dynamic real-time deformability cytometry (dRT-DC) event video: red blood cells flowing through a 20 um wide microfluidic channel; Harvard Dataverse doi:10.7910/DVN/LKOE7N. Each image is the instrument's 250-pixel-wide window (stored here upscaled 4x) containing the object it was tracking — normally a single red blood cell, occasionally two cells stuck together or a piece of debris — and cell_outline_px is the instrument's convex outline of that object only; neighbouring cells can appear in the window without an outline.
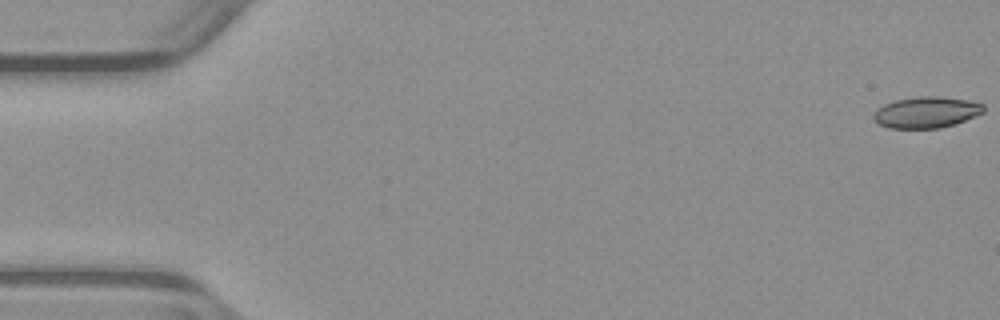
{"species": "common noctule bat (a hibernating species)", "species_latin": "Nyctalus noctula", "temperature_condition": "warm", "stored_images_in_passage": 53, "camera_frame_rate_fps": 3000, "um_per_image_px": 0.085, "animal": {"sex": "male", "body_mass_g": 23.1, "forearm_length_mm": 52.7}, "frame": {"image": 1, "passage_image": 1, "time_ms": 0.0, "image_size_px": [1000, 320], "cell_outline_px": [[984, 112], [956, 124], [940, 128], [888, 128], [880, 124], [872, 116], [876, 108], [884, 104], [896, 100], [916, 96], [940, 96], [968, 100], [984, 104]], "centroid_in_image_um": [78.74, 9.54], "position_along_channel_um": 6.3, "area_um2": 20.11}}
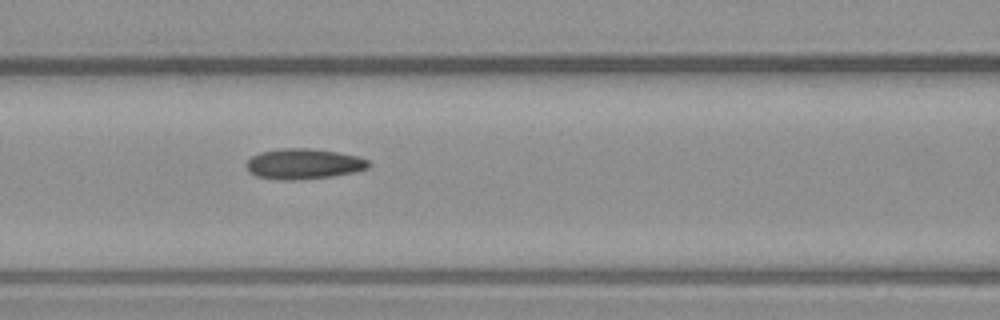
{"frame": {"image": 2, "passage_image": 23, "time_ms": 7.333, "image_size_px": [1000, 320], "cell_outline_px": [[372, 164], [368, 168], [356, 172], [332, 176], [292, 180], [280, 180], [256, 176], [248, 172], [244, 164], [252, 156], [260, 152], [280, 148], [308, 148], [336, 152], [360, 156], [368, 160]], "centroid_in_image_um": [25.8, 13.93], "position_along_channel_um": 140.8, "area_um2": 21.91}}
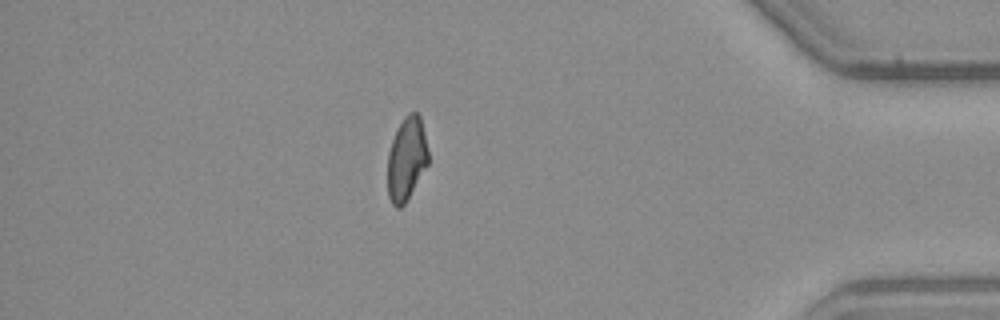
{"frame": {"image": 3, "passage_image": 46, "time_ms": 15.0, "image_size_px": [1000, 320], "cell_outline_px": [[428, 164], [404, 204], [400, 208], [396, 208], [392, 204], [388, 196], [388, 152], [392, 140], [404, 116], [408, 112], [416, 112], [420, 116], [428, 152]], "centroid_in_image_um": [34.55, 13.51], "position_along_channel_um": 400.7, "area_um2": 19.48}, "authors_computed_cell_mechanics": {"area_um2": 20.808, "velocity_mm_per_s": 3.9485, "shape_relaxation_time_tau1_ms": null, "shape_relaxation_time_tau2_ms": 3.64, "deformation_change_tau1": null, "deformation_change_tau2": 0.1044}}